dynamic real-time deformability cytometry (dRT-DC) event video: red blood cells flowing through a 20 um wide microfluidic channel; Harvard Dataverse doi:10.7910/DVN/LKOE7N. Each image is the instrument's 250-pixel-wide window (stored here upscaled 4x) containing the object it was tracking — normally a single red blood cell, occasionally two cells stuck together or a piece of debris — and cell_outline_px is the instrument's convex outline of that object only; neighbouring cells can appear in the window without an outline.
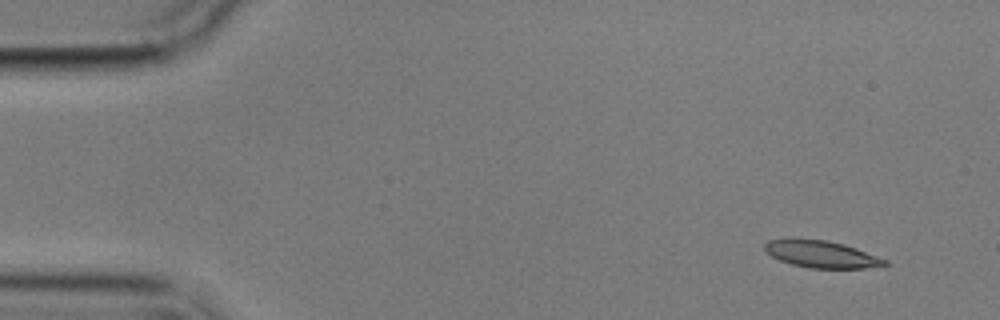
{"species": "common noctule bat (a hibernating species)", "species_latin": "Nyctalus noctula", "temperature_condition": "cold", "stored_images_in_passage": 5, "camera_frame_rate_fps": 3000, "um_per_image_px": 0.085, "animal": {"sex": "male", "body_mass_g": 17.9}, "frame": {"image": 1, "passage_image": 1, "time_ms": 0.0, "image_size_px": [1000, 320], "cell_outline_px": [[888, 264], [864, 268], [808, 268], [792, 264], [780, 260], [772, 256], [764, 248], [764, 244], [768, 240], [792, 236], [828, 240], [844, 244], [856, 248], [888, 260]], "centroid_in_image_um": [69.76, 21.56], "position_along_channel_um": 15.2, "area_um2": 19.31}}
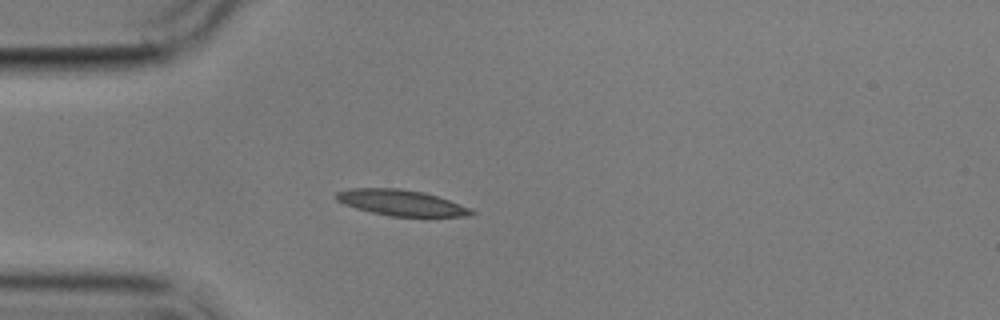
{"frame": {"image": 2, "passage_image": 4, "time_ms": 3.667, "image_size_px": [1000, 320], "cell_outline_px": [[476, 212], [472, 216], [388, 216], [356, 208], [344, 204], [336, 200], [332, 196], [336, 192], [348, 188], [400, 188], [424, 192], [472, 208]], "centroid_in_image_um": [34.07, 17.22], "position_along_channel_um": 50.9, "area_um2": 20.46}}